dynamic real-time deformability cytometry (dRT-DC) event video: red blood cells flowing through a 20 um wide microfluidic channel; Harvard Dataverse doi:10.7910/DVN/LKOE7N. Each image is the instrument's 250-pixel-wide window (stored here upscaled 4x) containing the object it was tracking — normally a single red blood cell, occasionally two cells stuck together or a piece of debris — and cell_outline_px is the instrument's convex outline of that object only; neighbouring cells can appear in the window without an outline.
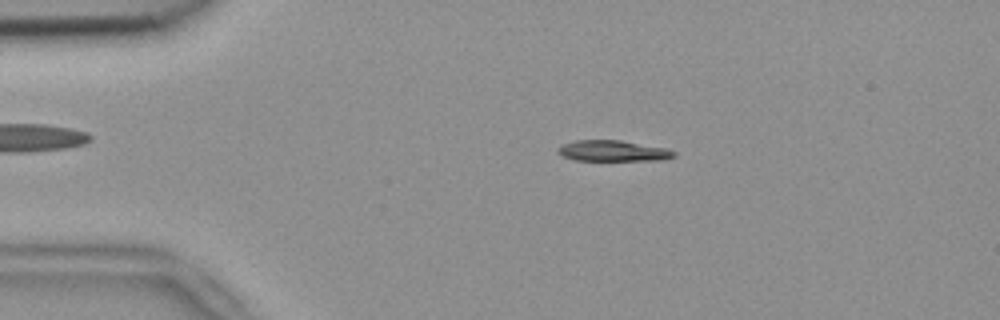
{"species": "common noctule bat (a hibernating species)", "species_latin": "Nyctalus noctula", "temperature_condition": "room temperature", "stored_images_in_passage": 52, "camera_frame_rate_fps": 3000, "um_per_image_px": 0.085, "animal": {"sex": "female", "body_mass_g": 18.4}, "frame": {"image": 1, "passage_image": 10, "time_ms": 3.0, "image_size_px": [1000, 320], "cell_outline_px": [[676, 156], [664, 160], [576, 160], [564, 156], [556, 152], [556, 148], [564, 144], [576, 140], [620, 140], [664, 148], [676, 152]], "centroid_in_image_um": [52.1, 12.82], "position_along_channel_um": 32.9, "area_um2": 13.99}}
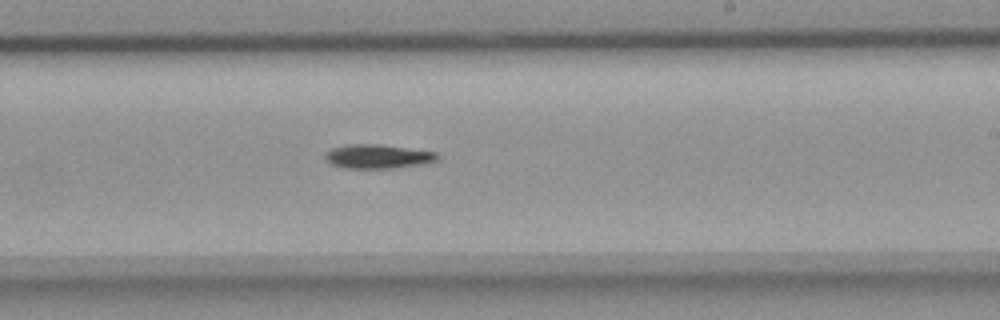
{"frame": {"image": 2, "passage_image": 31, "time_ms": 10.0, "image_size_px": [1000, 320], "cell_outline_px": [[440, 160], [424, 164], [396, 168], [344, 168], [332, 164], [324, 156], [332, 148], [344, 144], [380, 144], [436, 152], [440, 156]], "centroid_in_image_um": [32.17, 13.3], "position_along_channel_um": 256.8, "area_um2": 15.84}}
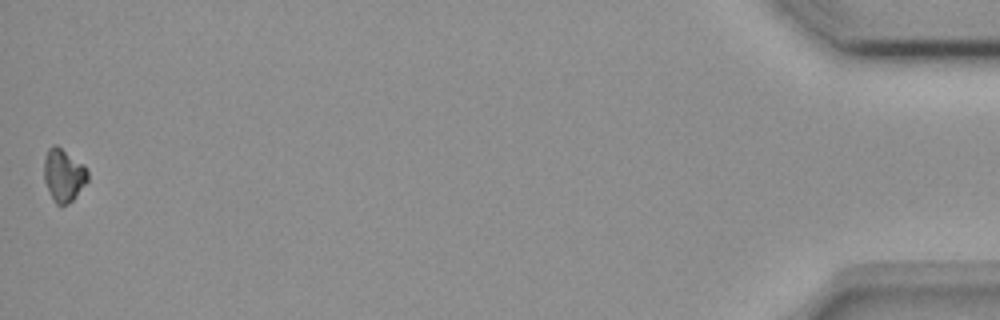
{"frame": {"image": 3, "passage_image": 52, "time_ms": 17.0, "image_size_px": [1000, 320], "cell_outline_px": [[88, 180], [76, 196], [68, 204], [56, 204], [44, 180], [44, 160], [48, 148], [52, 144], [56, 144], [84, 164], [88, 172]], "centroid_in_image_um": [5.41, 14.85], "position_along_channel_um": 429.8, "area_um2": 13.35}, "authors_computed_cell_mechanics": {"area_um2": 14.7679, "velocity_mm_per_s": 3.834, "shape_relaxation_time_tau1_ms": 3.7062, "shape_relaxation_time_tau2_ms": null, "deformation_change_tau1": 0.0946, "deformation_change_tau2": null}}